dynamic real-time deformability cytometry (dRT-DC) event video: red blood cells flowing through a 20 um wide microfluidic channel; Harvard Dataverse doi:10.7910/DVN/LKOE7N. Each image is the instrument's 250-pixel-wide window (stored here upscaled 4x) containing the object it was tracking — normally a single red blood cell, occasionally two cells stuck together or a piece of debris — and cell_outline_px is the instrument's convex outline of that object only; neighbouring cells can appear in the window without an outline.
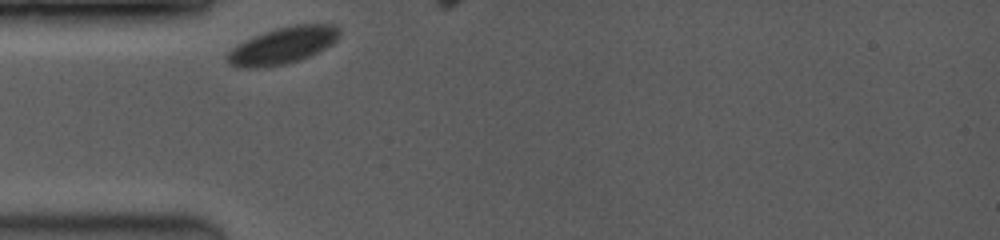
{"species": "common noctule bat (a hibernating species)", "species_latin": "Nyctalus noctula", "temperature_condition": "room temperature", "stored_images_in_passage": 6, "camera_frame_rate_fps": 3500, "um_per_image_px": 0.085, "animal": {"sex": "female", "body_mass_g": 19.0, "forearm_length_mm": 53.3}, "frame": {"image": 1, "passage_image": 1, "time_ms": 0.0, "image_size_px": [1000, 240], "cell_outline_px": [[340, 36], [332, 44], [300, 60], [284, 64], [264, 68], [236, 68], [228, 64], [228, 52], [232, 48], [264, 32], [276, 28], [296, 24], [336, 24], [340, 32]], "centroid_in_image_um": [24.05, 3.88], "position_along_channel_um": 61.0, "area_um2": 23.81}}